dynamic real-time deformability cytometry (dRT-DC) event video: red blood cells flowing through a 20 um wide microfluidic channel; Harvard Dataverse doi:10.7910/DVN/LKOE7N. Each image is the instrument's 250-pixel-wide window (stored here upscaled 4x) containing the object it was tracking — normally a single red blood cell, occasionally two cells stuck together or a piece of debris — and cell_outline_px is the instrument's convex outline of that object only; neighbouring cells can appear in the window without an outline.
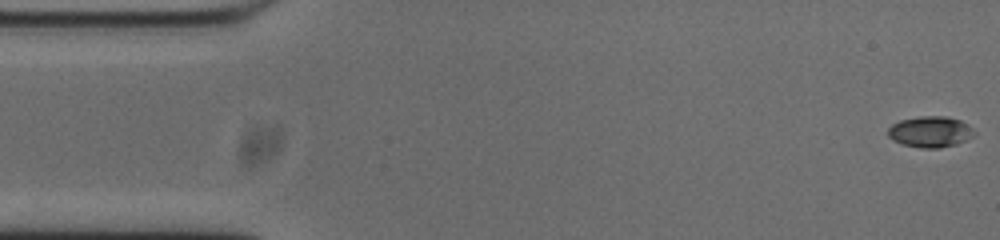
{"species": "common noctule bat (a hibernating species)", "species_latin": "Nyctalus noctula", "temperature_condition": "cold", "stored_images_in_passage": 53, "camera_frame_rate_fps": 3000, "um_per_image_px": 0.085, "animal": {"sex": "male", "body_mass_g": 20.0, "forearm_length_mm": 53.3}, "frame": {"image": 1, "passage_image": 1, "time_ms": 0.0, "image_size_px": [1000, 240], "cell_outline_px": [[976, 136], [956, 144], [940, 148], [920, 148], [904, 144], [892, 140], [888, 136], [888, 128], [892, 124], [900, 120], [920, 116], [944, 116], [960, 120], [972, 128], [976, 132]], "centroid_in_image_um": [79.09, 11.2], "position_along_channel_um": 5.9, "area_um2": 15.66}}
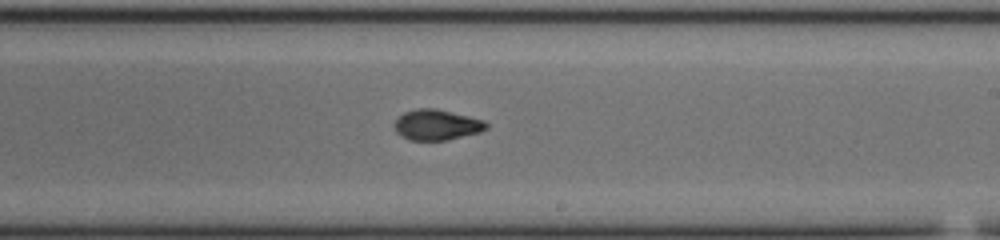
{"frame": {"image": 2, "passage_image": 30, "time_ms": 9.667, "image_size_px": [1000, 240], "cell_outline_px": [[488, 128], [480, 132], [448, 140], [408, 140], [400, 136], [396, 132], [392, 124], [404, 112], [416, 108], [436, 108], [484, 120], [488, 124]], "centroid_in_image_um": [37.1, 10.61], "position_along_channel_um": 251.9, "area_um2": 16.53}}
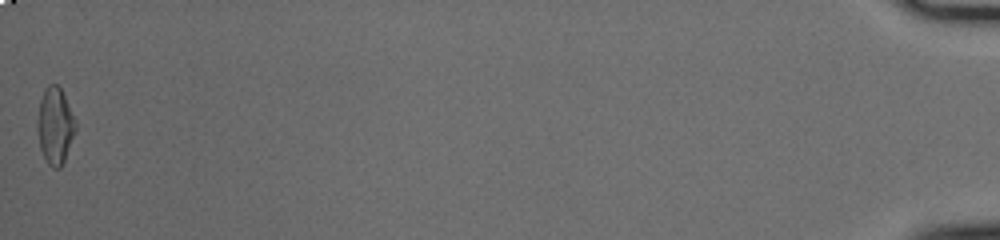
{"frame": {"image": 3, "passage_image": 53, "time_ms": 17.333, "image_size_px": [1000, 240], "cell_outline_px": [[76, 128], [64, 160], [60, 168], [52, 168], [48, 164], [40, 148], [36, 128], [36, 124], [40, 100], [44, 88], [48, 84], [56, 84], [60, 88], [76, 120]], "centroid_in_image_um": [4.66, 10.68], "position_along_channel_um": 430.5, "area_um2": 16.94}, "authors_computed_cell_mechanics": {"area_um2": 16.1262, "velocity_mm_per_s": 3.7876, "shape_relaxation_time_tau1_ms": 7.0295, "shape_relaxation_time_tau2_ms": 1.0189, "deformation_change_tau1": 0.2201, "deformation_change_tau2": 0.059}}